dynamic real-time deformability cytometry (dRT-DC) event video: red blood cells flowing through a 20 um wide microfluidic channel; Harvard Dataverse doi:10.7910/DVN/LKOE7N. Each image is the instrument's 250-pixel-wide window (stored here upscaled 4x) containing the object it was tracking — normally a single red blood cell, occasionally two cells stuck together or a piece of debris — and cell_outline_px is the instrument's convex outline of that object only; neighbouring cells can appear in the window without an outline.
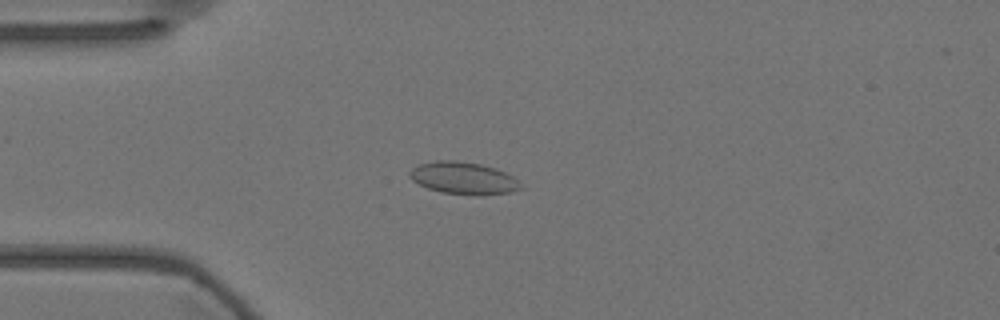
{"species": "Egyptian fruit bat (a non-hibernating species)", "species_latin": "Rousettus aegyptiacus", "temperature_condition": "warm", "stored_images_in_passage": 53, "camera_frame_rate_fps": 3000, "um_per_image_px": 0.085, "animal": {"sex": "female"}, "frame": {"image": 1, "passage_image": 11, "time_ms": 3.333, "image_size_px": [1000, 320], "cell_outline_px": [[524, 188], [512, 192], [476, 196], [440, 192], [428, 188], [412, 180], [408, 176], [408, 172], [412, 168], [420, 164], [436, 160], [456, 160], [480, 164], [496, 168], [512, 176]], "centroid_in_image_um": [39.38, 15.15], "position_along_channel_um": 45.6, "area_um2": 20.98}}
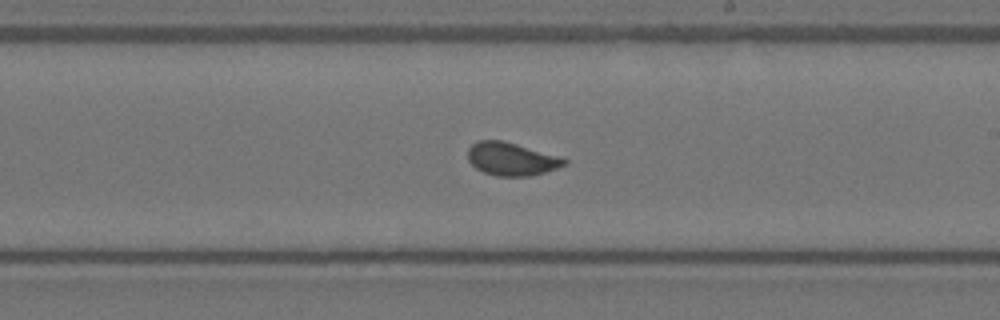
{"frame": {"image": 2, "passage_image": 29, "time_ms": 9.333, "image_size_px": [1000, 320], "cell_outline_px": [[568, 164], [544, 172], [528, 176], [496, 176], [484, 172], [476, 168], [468, 160], [468, 148], [476, 140], [504, 140], [556, 156], [568, 160]], "centroid_in_image_um": [43.43, 13.51], "position_along_channel_um": 245.6, "area_um2": 18.38}}
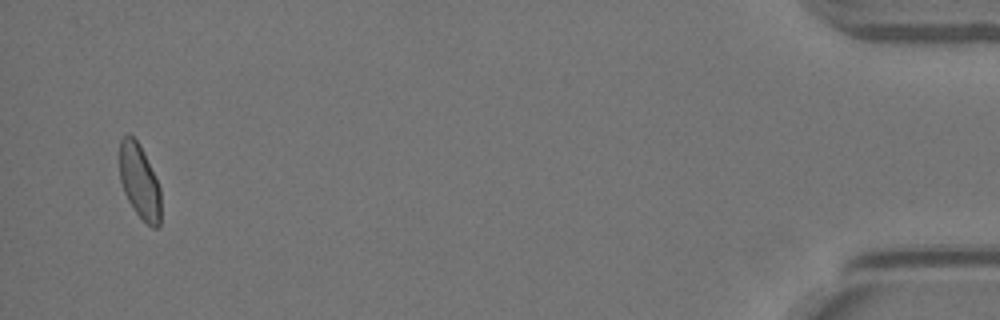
{"frame": {"image": 3, "passage_image": 51, "time_ms": 16.667, "image_size_px": [1000, 320], "cell_outline_px": [[160, 228], [152, 228], [132, 208], [124, 192], [120, 180], [120, 140], [128, 132], [140, 144], [144, 152], [160, 188]], "centroid_in_image_um": [11.86, 15.42], "position_along_channel_um": 423.3, "area_um2": 17.86}, "authors_computed_cell_mechanics": {"area_um2": 18.9584, "velocity_mm_per_s": 3.5917, "shape_relaxation_time_tau1_ms": 9.5543, "shape_relaxation_time_tau2_ms": null, "deformation_change_tau1": 0.1267, "deformation_change_tau2": null}}